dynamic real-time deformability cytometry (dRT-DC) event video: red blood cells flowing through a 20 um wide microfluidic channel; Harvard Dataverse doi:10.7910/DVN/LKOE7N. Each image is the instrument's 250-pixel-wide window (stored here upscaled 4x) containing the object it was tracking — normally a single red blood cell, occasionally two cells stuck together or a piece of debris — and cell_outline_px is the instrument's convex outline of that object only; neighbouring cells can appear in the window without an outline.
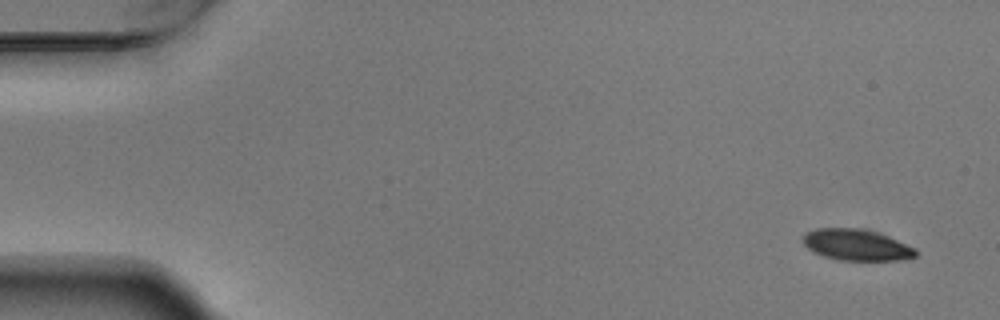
{"species": "Egyptian fruit bat (a non-hibernating species)", "species_latin": "Rousettus aegyptiacus", "temperature_condition": "warm", "stored_images_in_passage": 4, "segment_of_instrument_passage": [1, 2], "camera_frame_rate_fps": 3000, "um_per_image_px": 0.085, "animal": {"sex": "male"}, "frame": {"image": 1, "passage_image": 1, "time_ms": 0.0, "image_size_px": [1000, 320], "cell_outline_px": [[916, 256], [900, 260], [836, 260], [812, 252], [800, 240], [800, 236], [804, 232], [816, 228], [860, 228], [876, 232], [888, 236], [916, 248]], "centroid_in_image_um": [72.73, 20.81], "position_along_channel_um": 12.3, "area_um2": 20.75}}
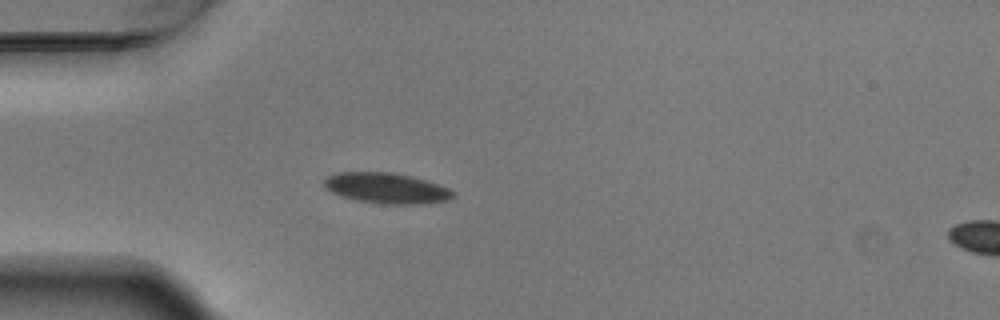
{"frame": {"image": 2, "passage_image": 3, "time_ms": 0.667, "image_size_px": [1000, 320], "cell_outline_px": [[456, 196], [448, 200], [420, 204], [380, 204], [356, 200], [340, 196], [332, 192], [324, 184], [324, 180], [328, 176], [336, 172], [392, 172], [412, 176], [448, 188], [456, 192]], "centroid_in_image_um": [32.86, 16.0], "position_along_channel_um": 52.1, "area_um2": 23.0}}